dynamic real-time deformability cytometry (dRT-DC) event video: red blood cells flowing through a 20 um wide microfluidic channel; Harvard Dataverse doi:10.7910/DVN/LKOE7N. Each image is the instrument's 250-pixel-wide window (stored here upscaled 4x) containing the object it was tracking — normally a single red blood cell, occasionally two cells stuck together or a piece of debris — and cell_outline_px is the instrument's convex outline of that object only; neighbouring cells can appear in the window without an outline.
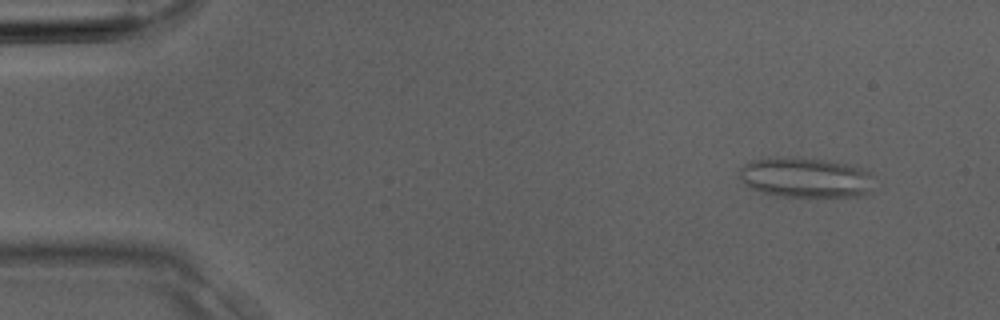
{"species": "Egyptian fruit bat (a non-hibernating species)", "species_latin": "Rousettus aegyptiacus", "temperature_condition": "room temperature", "stored_images_in_passage": 5, "camera_frame_rate_fps": 3000, "um_per_image_px": 0.085, "animal": {"sex": "male"}, "frame": {"image": 1, "passage_image": 2, "time_ms": 0.333, "image_size_px": [1000, 320], "cell_outline_px": [[868, 192], [864, 196], [776, 196], [760, 192], [744, 184], [740, 180], [740, 168], [744, 164], [752, 160], [824, 160], [848, 164], [860, 168], [868, 172]], "centroid_in_image_um": [68.41, 15.14], "position_along_channel_um": 16.6, "area_um2": 29.94}}
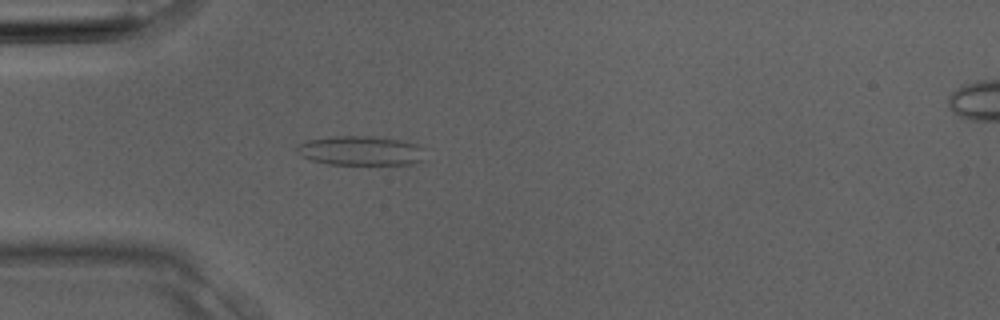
{"frame": {"image": 2, "passage_image": 4, "time_ms": 1.0, "image_size_px": [1000, 320], "cell_outline_px": [[424, 160], [412, 164], [328, 164], [312, 160], [300, 156], [296, 152], [296, 148], [300, 144], [308, 140], [328, 136], [372, 136], [404, 140], [416, 144], [424, 148]], "centroid_in_image_um": [30.68, 12.8], "position_along_channel_um": 54.3, "area_um2": 22.2}}